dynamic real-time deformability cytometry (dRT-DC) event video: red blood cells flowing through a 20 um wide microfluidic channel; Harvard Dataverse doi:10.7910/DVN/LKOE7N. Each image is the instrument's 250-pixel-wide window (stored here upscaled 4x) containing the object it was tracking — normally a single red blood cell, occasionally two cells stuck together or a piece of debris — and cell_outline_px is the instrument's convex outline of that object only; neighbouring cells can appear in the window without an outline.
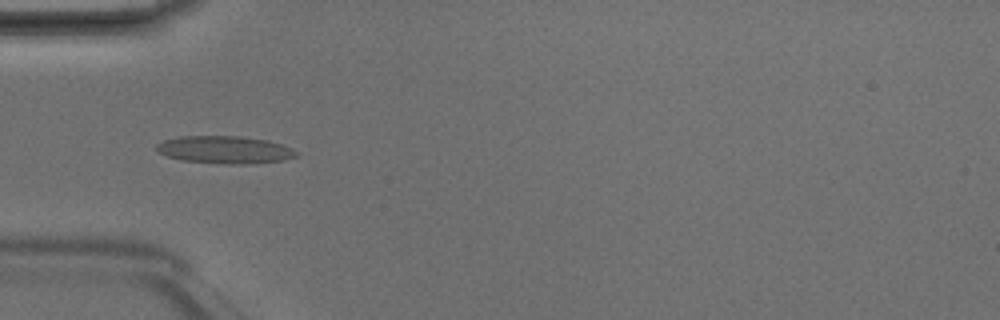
{"species": "Egyptian fruit bat (a non-hibernating species)", "species_latin": "Rousettus aegyptiacus", "temperature_condition": "room temperature", "stored_images_in_passage": 5, "camera_frame_rate_fps": 3000, "um_per_image_px": 0.085, "animal": {"sex": "male"}, "frame": {"image": 1, "passage_image": 5, "time_ms": 1.333, "image_size_px": [1000, 320], "cell_outline_px": [[296, 156], [284, 160], [244, 164], [220, 164], [180, 160], [168, 156], [160, 152], [156, 148], [156, 144], [164, 140], [180, 136], [240, 136], [268, 140], [292, 148], [296, 152]], "centroid_in_image_um": [19.09, 12.73], "position_along_channel_um": 65.9, "area_um2": 22.37}}